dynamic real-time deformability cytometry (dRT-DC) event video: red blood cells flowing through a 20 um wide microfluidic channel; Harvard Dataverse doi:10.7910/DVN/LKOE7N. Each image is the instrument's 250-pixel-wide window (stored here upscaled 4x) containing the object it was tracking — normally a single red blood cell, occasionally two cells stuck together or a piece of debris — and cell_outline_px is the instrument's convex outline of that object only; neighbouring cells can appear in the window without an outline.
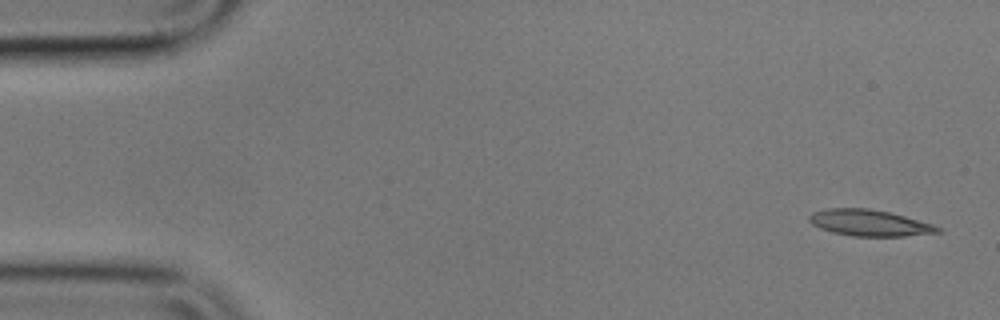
{"species": "common noctule bat (a hibernating species)", "species_latin": "Nyctalus noctula", "temperature_condition": "cold", "stored_images_in_passage": 32, "camera_frame_rate_fps": 3000, "um_per_image_px": 0.085, "animal": {"sex": "male", "body_mass_g": 17.9}, "frame": {"image": 1, "passage_image": 1, "time_ms": 0.0, "image_size_px": [1000, 320], "cell_outline_px": [[944, 232], [904, 236], [852, 236], [832, 232], [820, 228], [812, 224], [808, 220], [808, 216], [812, 212], [828, 208], [868, 208], [888, 212], [904, 216], [932, 224], [940, 228]], "centroid_in_image_um": [73.88, 18.94], "position_along_channel_um": 11.1, "area_um2": 19.65}}
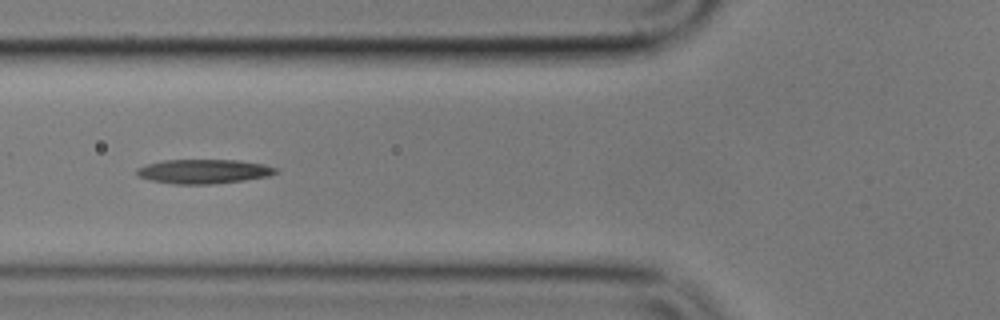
{"frame": {"image": 2, "passage_image": 19, "time_ms": 6.0, "image_size_px": [1000, 320], "cell_outline_px": [[280, 172], [268, 176], [244, 180], [212, 184], [176, 184], [148, 180], [136, 176], [136, 168], [148, 164], [164, 160], [236, 160], [264, 164], [280, 168]], "centroid_in_image_um": [17.33, 14.57], "position_along_channel_um": 108.5, "area_um2": 19.83}}
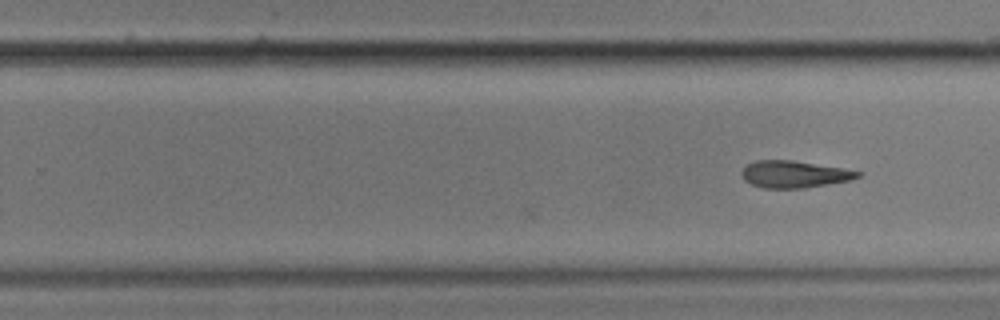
{"frame": {"image": 3, "passage_image": 32, "time_ms": 10.333, "image_size_px": [1000, 320], "cell_outline_px": [[864, 172], [860, 176], [852, 180], [804, 188], [764, 188], [752, 184], [744, 180], [740, 176], [740, 172], [748, 164], [756, 160], [792, 160], [844, 168]], "centroid_in_image_um": [67.53, 14.81], "position_along_channel_um": 262.3, "area_um2": 18.38}}